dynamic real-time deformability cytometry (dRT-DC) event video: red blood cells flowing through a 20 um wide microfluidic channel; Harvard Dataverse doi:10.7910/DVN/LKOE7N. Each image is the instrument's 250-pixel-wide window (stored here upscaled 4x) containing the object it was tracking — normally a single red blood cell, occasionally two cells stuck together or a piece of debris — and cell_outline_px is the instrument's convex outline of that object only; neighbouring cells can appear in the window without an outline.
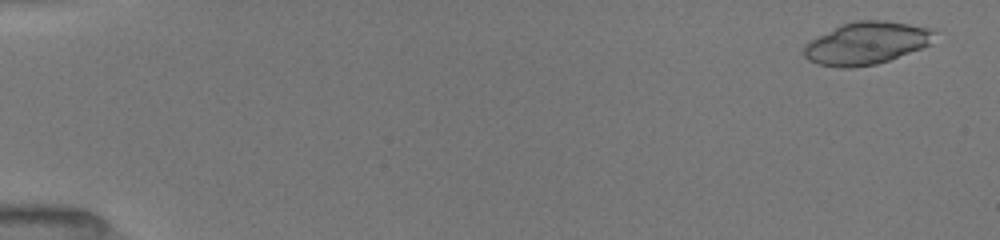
{"species": "common noctule bat (a hibernating species)", "species_latin": "Nyctalus noctula", "temperature_condition": "room temperature", "stored_images_in_passage": 23, "camera_frame_rate_fps": 3000, "um_per_image_px": 0.085, "animal": {"sex": "female", "body_mass_g": 19.5, "forearm_length_mm": 54.1}, "frame": {"image": 1, "passage_image": 2, "time_ms": 0.333, "image_size_px": [1000, 240], "cell_outline_px": [[936, 32], [928, 44], [920, 48], [888, 60], [876, 64], [852, 68], [840, 68], [816, 64], [808, 60], [804, 56], [804, 44], [840, 24], [856, 20], [884, 20], [932, 28]], "centroid_in_image_um": [73.6, 3.67], "position_along_channel_um": 11.4, "area_um2": 32.14}}
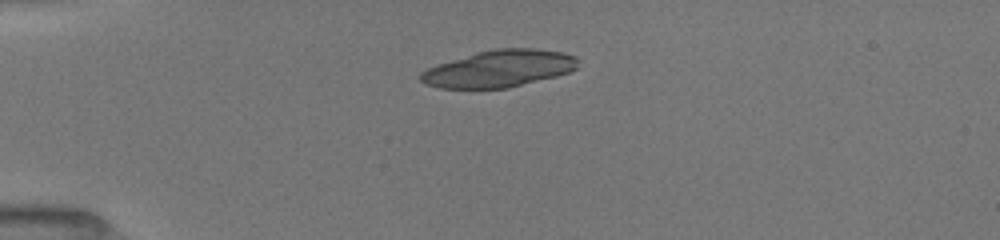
{"frame": {"image": 2, "passage_image": 15, "time_ms": 4.0, "image_size_px": [1000, 240], "cell_outline_px": [[580, 60], [576, 68], [568, 72], [556, 76], [508, 88], [440, 88], [424, 84], [420, 80], [420, 72], [428, 68], [476, 52], [496, 48], [536, 48], [564, 52], [576, 56]], "centroid_in_image_um": [42.46, 5.83], "position_along_channel_um": 42.5, "area_um2": 33.87}}